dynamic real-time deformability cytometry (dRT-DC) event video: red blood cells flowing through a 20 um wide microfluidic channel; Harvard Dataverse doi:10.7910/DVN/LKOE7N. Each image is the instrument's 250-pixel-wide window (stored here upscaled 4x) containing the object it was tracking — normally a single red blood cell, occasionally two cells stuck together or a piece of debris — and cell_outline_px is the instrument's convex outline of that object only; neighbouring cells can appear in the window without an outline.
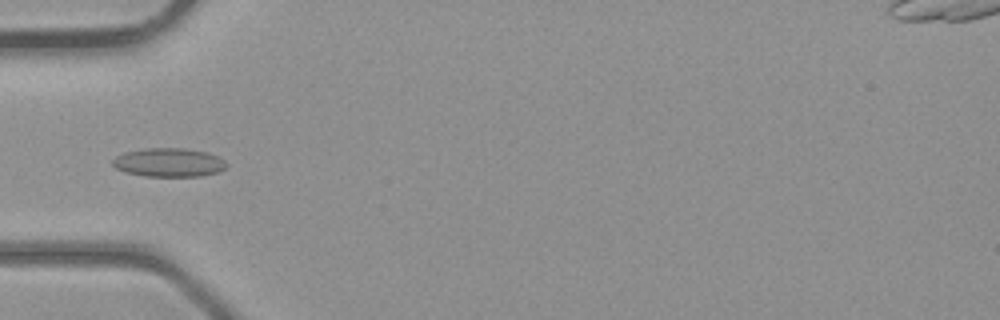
{"species": "common noctule bat (a hibernating species)", "species_latin": "Nyctalus noctula", "temperature_condition": "room temperature", "stored_images_in_passage": 4, "camera_frame_rate_fps": 3000, "um_per_image_px": 0.085, "animal": {"sex": "male", "body_mass_g": 23.1, "forearm_length_mm": 52.7}, "frame": {"image": 1, "passage_image": 4, "time_ms": 3.333, "image_size_px": [1000, 320], "cell_outline_px": [[228, 164], [224, 168], [216, 172], [200, 176], [144, 176], [124, 172], [116, 168], [112, 164], [112, 160], [116, 156], [124, 152], [144, 148], [184, 148], [208, 152], [224, 160]], "centroid_in_image_um": [14.32, 13.8], "position_along_channel_um": 70.7, "area_um2": 19.07}}